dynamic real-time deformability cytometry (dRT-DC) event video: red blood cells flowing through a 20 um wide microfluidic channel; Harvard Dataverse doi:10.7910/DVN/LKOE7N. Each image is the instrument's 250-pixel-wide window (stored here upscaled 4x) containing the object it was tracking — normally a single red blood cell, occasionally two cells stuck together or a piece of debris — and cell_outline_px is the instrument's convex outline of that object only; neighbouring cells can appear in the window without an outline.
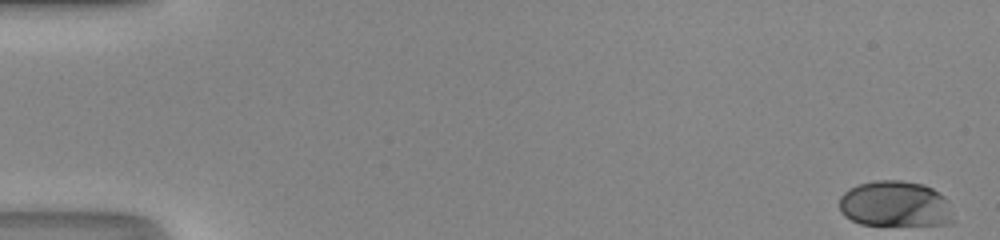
{"species": "human", "species_latin": "Homo sapiens", "temperature_condition": "room temperature", "stored_images_in_passage": 50, "camera_frame_rate_fps": 3000, "um_per_image_px": 0.085, "donor": {"sex": "male"}, "frame": {"image": 1, "passage_image": 1, "time_ms": 0.0, "image_size_px": [1000, 240], "cell_outline_px": [[956, 220], [952, 224], [860, 224], [844, 216], [840, 212], [840, 196], [848, 188], [860, 184], [876, 180], [900, 180], [924, 184], [932, 188], [944, 196], [948, 200]], "centroid_in_image_um": [76.12, 17.33], "position_along_channel_um": 8.9, "area_um2": 30.63}}
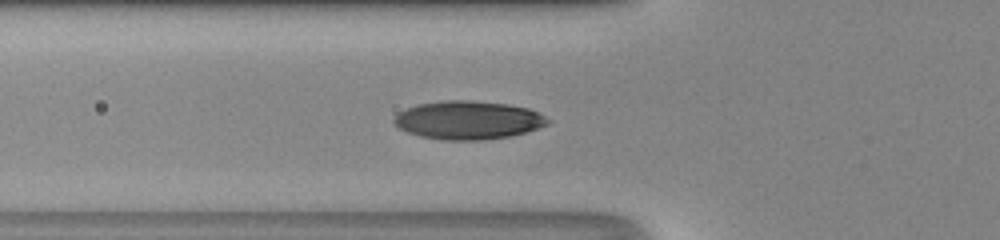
{"frame": {"image": 2, "passage_image": 19, "time_ms": 6.0, "image_size_px": [1000, 240], "cell_outline_px": [[552, 120], [548, 124], [524, 132], [508, 136], [484, 140], [440, 140], [420, 136], [408, 132], [400, 128], [392, 120], [400, 112], [416, 104], [444, 100], [472, 100], [508, 104], [528, 108]], "centroid_in_image_um": [39.78, 10.2], "position_along_channel_um": 86.0, "area_um2": 34.22}}
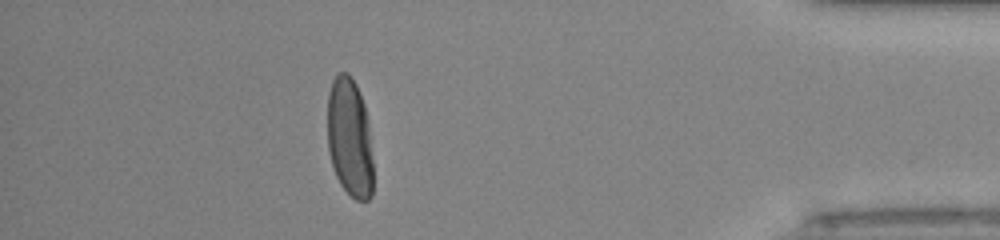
{"frame": {"image": 3, "passage_image": 45, "time_ms": 14.667, "image_size_px": [1000, 240], "cell_outline_px": [[372, 196], [368, 200], [356, 200], [340, 184], [336, 176], [328, 152], [328, 92], [332, 80], [336, 72], [348, 72], [356, 84], [364, 104], [368, 124], [372, 160]], "centroid_in_image_um": [29.71, 11.67], "position_along_channel_um": 405.5, "area_um2": 31.67}, "authors_computed_cell_mechanics": {"area_um2": 32.2524, "velocity_mm_per_s": 4.1884, "shape_relaxation_time_tau1_ms": 4.1146, "shape_relaxation_time_tau2_ms": null, "deformation_change_tau1": 0.1928, "deformation_change_tau2": null}}